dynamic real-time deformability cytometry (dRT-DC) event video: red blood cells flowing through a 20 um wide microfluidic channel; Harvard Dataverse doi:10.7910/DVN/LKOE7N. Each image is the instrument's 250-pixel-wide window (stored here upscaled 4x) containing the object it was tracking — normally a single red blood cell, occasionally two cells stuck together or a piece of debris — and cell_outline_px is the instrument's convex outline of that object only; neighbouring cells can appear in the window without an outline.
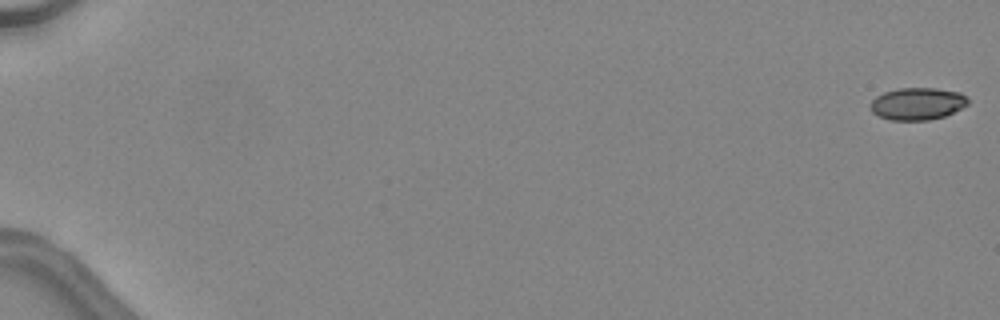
{"species": "common noctule bat (a hibernating species)", "species_latin": "Nyctalus noctula", "temperature_condition": "warm", "stored_images_in_passage": 5, "camera_frame_rate_fps": 3000, "um_per_image_px": 0.085, "animal": {"sex": "female", "body_mass_g": 24.6, "forearm_length_mm": 56.2}, "frame": {"image": 1, "passage_image": 1, "time_ms": 0.0, "image_size_px": [1000, 320], "cell_outline_px": [[968, 104], [944, 116], [928, 120], [888, 120], [872, 112], [872, 100], [876, 96], [884, 92], [900, 88], [936, 88], [960, 92], [968, 100]], "centroid_in_image_um": [77.97, 8.81], "position_along_channel_um": 7.0, "area_um2": 18.09}}